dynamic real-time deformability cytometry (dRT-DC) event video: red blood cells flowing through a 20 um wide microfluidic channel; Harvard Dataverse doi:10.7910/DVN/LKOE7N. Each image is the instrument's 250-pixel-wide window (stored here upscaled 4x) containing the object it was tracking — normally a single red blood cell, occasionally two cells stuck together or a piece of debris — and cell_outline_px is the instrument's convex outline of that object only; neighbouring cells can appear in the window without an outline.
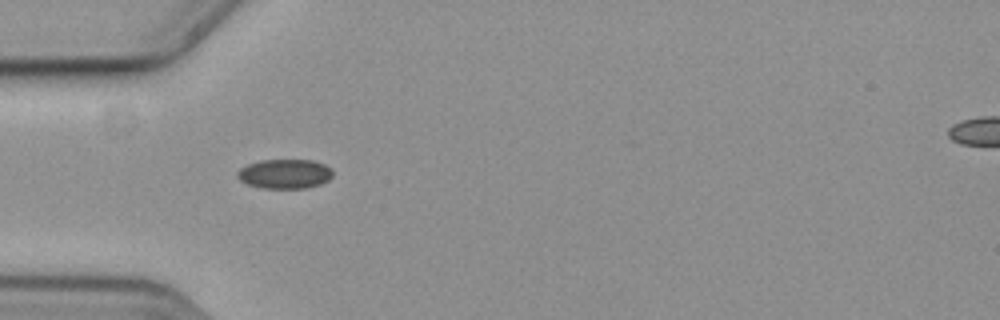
{"species": "common noctule bat (a hibernating species)", "species_latin": "Nyctalus noctula", "temperature_condition": "cold", "stored_images_in_passage": 41, "camera_frame_rate_fps": 3000, "um_per_image_px": 0.085, "animal": {"sex": "female", "body_mass_g": 19.3, "forearm_length_mm": 54.1}, "frame": {"image": 1, "passage_image": 1, "time_ms": 0.0, "image_size_px": [1000, 320], "cell_outline_px": [[332, 176], [328, 180], [320, 184], [308, 188], [260, 188], [248, 184], [240, 180], [236, 176], [236, 172], [240, 168], [248, 164], [260, 160], [312, 160], [324, 164], [332, 168]], "centroid_in_image_um": [24.2, 14.78], "position_along_channel_um": 60.8, "area_um2": 16.47}}
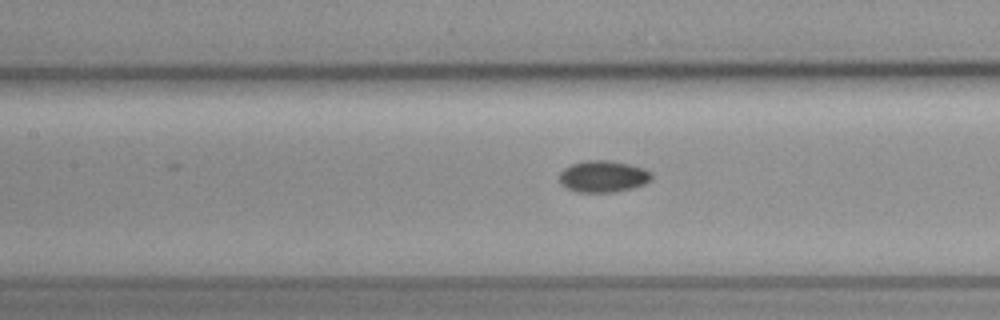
{"frame": {"image": 2, "passage_image": 9, "time_ms": 2.667, "image_size_px": [1000, 320], "cell_outline_px": [[652, 180], [644, 184], [632, 188], [616, 192], [576, 192], [560, 184], [560, 172], [564, 168], [572, 164], [584, 160], [612, 160], [644, 168], [652, 172]], "centroid_in_image_um": [51.28, 14.99], "position_along_channel_um": 156.1, "area_um2": 17.17}}
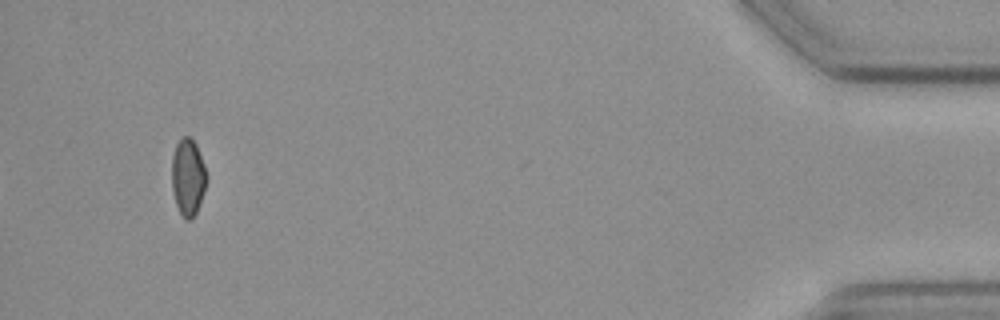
{"frame": {"image": 3, "passage_image": 37, "time_ms": 12.0, "image_size_px": [1000, 320], "cell_outline_px": [[208, 180], [204, 192], [196, 212], [188, 220], [184, 220], [180, 216], [172, 192], [172, 156], [176, 144], [184, 136], [188, 136], [196, 144], [204, 164], [208, 176]], "centroid_in_image_um": [15.98, 15.08], "position_along_channel_um": 419.2, "area_um2": 15.72}}